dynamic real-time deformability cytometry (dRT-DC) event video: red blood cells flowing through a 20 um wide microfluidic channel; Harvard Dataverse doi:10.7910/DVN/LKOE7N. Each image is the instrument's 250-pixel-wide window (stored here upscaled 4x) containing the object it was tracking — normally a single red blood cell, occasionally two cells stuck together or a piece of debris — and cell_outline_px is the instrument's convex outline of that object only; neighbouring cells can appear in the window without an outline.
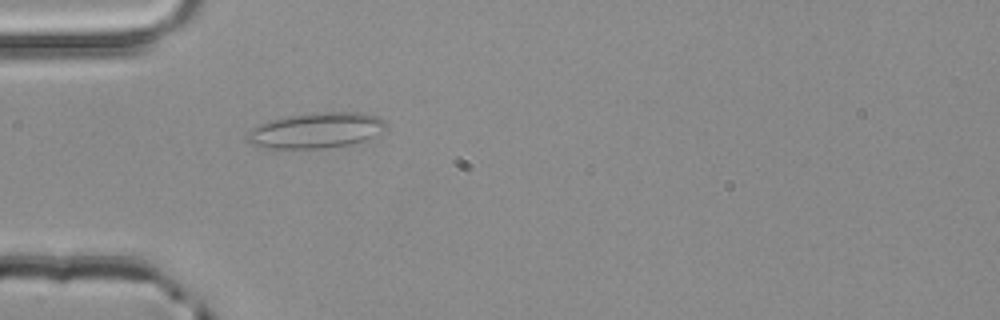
{"species": "common noctule bat (a hibernating species)", "species_latin": "Nyctalus noctula", "temperature_condition": "room temperature", "stored_images_in_passage": 1, "camera_frame_rate_fps": 3000, "um_per_image_px": 0.085, "animal": {"sex": "male", "body_mass_g": 20.4}, "frame": {"image": 1, "passage_image": 1, "time_ms": 0.0, "image_size_px": [1000, 320], "cell_outline_px": [[388, 128], [364, 140], [348, 144], [324, 148], [268, 148], [252, 144], [248, 140], [248, 132], [252, 128], [268, 120], [288, 116], [320, 112], [364, 112], [380, 116], [384, 120]], "centroid_in_image_um": [26.91, 11.06], "position_along_channel_um": 58.1, "area_um2": 28.55}}